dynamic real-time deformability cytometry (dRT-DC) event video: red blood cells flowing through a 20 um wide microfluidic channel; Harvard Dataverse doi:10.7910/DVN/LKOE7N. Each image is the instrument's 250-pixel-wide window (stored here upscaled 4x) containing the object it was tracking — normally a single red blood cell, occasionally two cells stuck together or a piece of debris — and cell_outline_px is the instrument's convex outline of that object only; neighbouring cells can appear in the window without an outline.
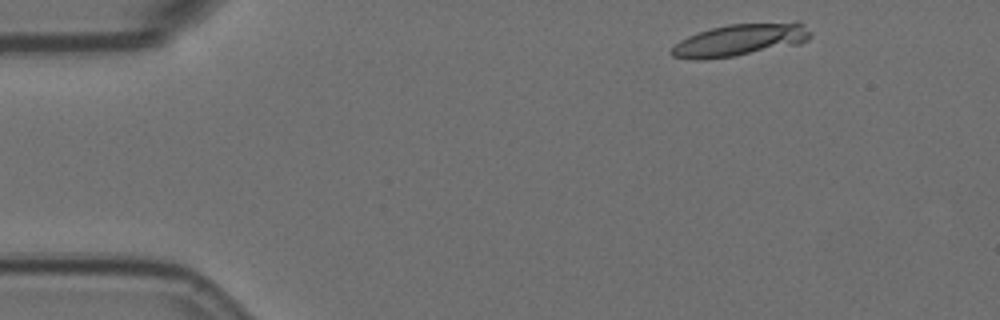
{"species": "Egyptian fruit bat (a non-hibernating species)", "species_latin": "Rousettus aegyptiacus", "temperature_condition": "room temperature", "stored_images_in_passage": 3, "camera_frame_rate_fps": 3000, "um_per_image_px": 0.085, "animal": {"sex": "female"}, "frame": {"image": 1, "passage_image": 1, "time_ms": 0.0, "image_size_px": [1000, 320], "cell_outline_px": [[812, 36], [808, 40], [800, 44], [736, 56], [704, 60], [692, 60], [672, 56], [668, 52], [680, 40], [688, 36], [712, 28], [728, 24], [796, 20], [800, 20], [812, 32]], "centroid_in_image_um": [62.99, 3.38], "position_along_channel_um": 22.0, "area_um2": 26.82}}